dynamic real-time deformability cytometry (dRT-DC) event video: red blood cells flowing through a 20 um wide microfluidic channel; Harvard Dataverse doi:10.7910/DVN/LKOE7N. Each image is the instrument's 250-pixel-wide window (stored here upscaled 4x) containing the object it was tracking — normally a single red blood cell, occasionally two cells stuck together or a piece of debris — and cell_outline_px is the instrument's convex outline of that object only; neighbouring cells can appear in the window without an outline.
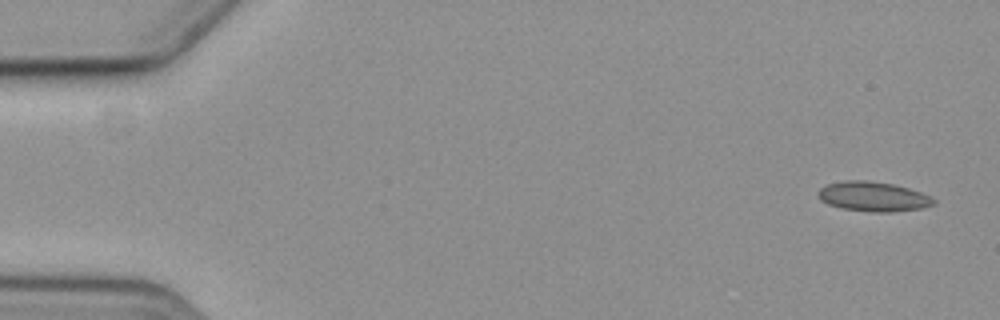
{"species": "common noctule bat (a hibernating species)", "species_latin": "Nyctalus noctula", "temperature_condition": "cold", "stored_images_in_passage": 6, "segment_of_instrument_passage": [1, 2], "camera_frame_rate_fps": 3000, "um_per_image_px": 0.085, "animal": {"sex": "female", "body_mass_g": 19.3, "forearm_length_mm": 54.1}, "frame": {"image": 1, "passage_image": 1, "time_ms": 0.0, "image_size_px": [1000, 320], "cell_outline_px": [[936, 204], [920, 208], [892, 212], [872, 212], [840, 208], [828, 204], [820, 200], [816, 192], [820, 188], [828, 184], [844, 180], [864, 180], [892, 184], [908, 188], [932, 196], [936, 200]], "centroid_in_image_um": [74.21, 16.71], "position_along_channel_um": 10.8, "area_um2": 20.06}}
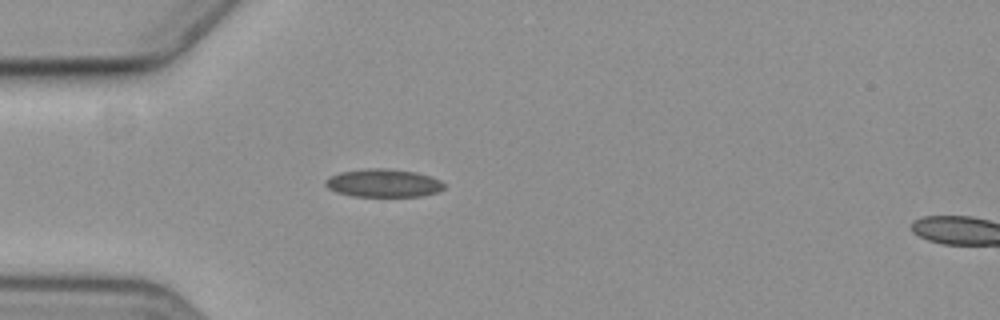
{"frame": {"image": 2, "passage_image": 5, "time_ms": 4.667, "image_size_px": [1000, 320], "cell_outline_px": [[444, 188], [440, 192], [420, 196], [352, 196], [336, 192], [328, 188], [324, 184], [324, 180], [340, 172], [372, 168], [384, 168], [416, 172], [432, 176], [440, 180], [444, 184]], "centroid_in_image_um": [32.61, 15.56], "position_along_channel_um": 52.4, "area_um2": 19.42}}